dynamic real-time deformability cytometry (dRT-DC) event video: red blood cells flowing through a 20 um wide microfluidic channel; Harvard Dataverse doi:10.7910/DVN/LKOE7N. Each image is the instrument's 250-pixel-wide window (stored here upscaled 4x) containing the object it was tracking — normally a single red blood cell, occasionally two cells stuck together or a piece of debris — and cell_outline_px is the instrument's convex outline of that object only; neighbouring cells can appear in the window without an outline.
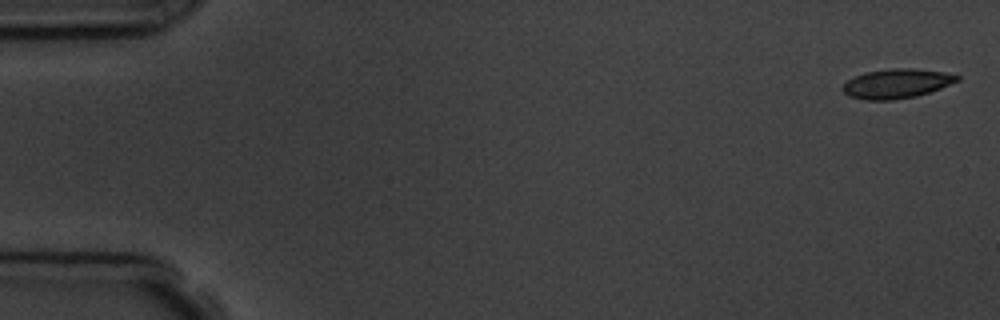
{"species": "common noctule bat (a hibernating species)", "species_latin": "Nyctalus noctula", "temperature_condition": "room temperature", "stored_images_in_passage": 5, "camera_frame_rate_fps": 3000, "um_per_image_px": 0.085, "animal": {"sex": "male", "body_mass_g": 19.5, "forearm_length_mm": 54.6}, "frame": {"image": 1, "passage_image": 1, "time_ms": 0.0, "image_size_px": [1000, 320], "cell_outline_px": [[960, 80], [940, 88], [916, 96], [892, 100], [868, 100], [848, 96], [840, 88], [848, 80], [864, 72], [892, 68], [912, 68], [944, 72], [960, 76]], "centroid_in_image_um": [76.2, 7.1], "position_along_channel_um": 8.8, "area_um2": 19.54}}